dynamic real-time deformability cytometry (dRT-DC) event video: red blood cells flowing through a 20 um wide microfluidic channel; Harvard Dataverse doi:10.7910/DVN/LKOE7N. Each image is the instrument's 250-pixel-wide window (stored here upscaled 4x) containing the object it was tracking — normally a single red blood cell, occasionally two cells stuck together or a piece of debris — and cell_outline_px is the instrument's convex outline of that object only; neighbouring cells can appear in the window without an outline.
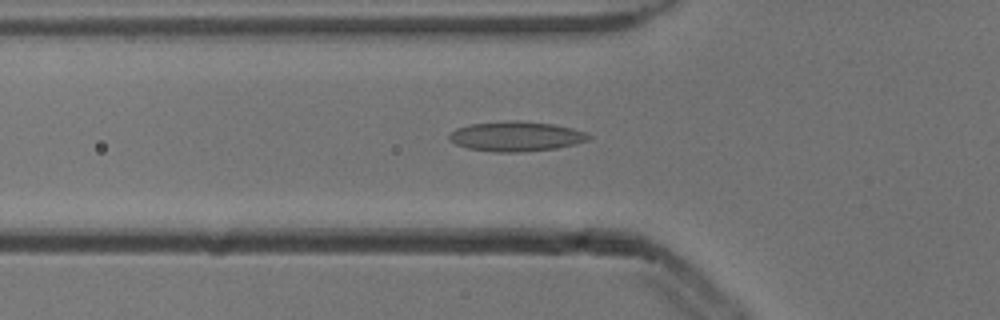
{"species": "common noctule bat (a hibernating species)", "species_latin": "Nyctalus noctula", "temperature_condition": "cold", "stored_images_in_passage": 49, "camera_frame_rate_fps": 3000, "um_per_image_px": 0.085, "animal": {"sex": "male", "body_mass_g": 13.3}, "frame": {"image": 1, "passage_image": 18, "time_ms": 5.667, "image_size_px": [1000, 320], "cell_outline_px": [[592, 136], [588, 140], [576, 144], [556, 148], [516, 152], [492, 152], [468, 148], [456, 144], [448, 140], [448, 136], [456, 128], [472, 124], [516, 120], [552, 124], [572, 128], [588, 132]], "centroid_in_image_um": [43.89, 11.59], "position_along_channel_um": 81.9, "area_um2": 24.16}}
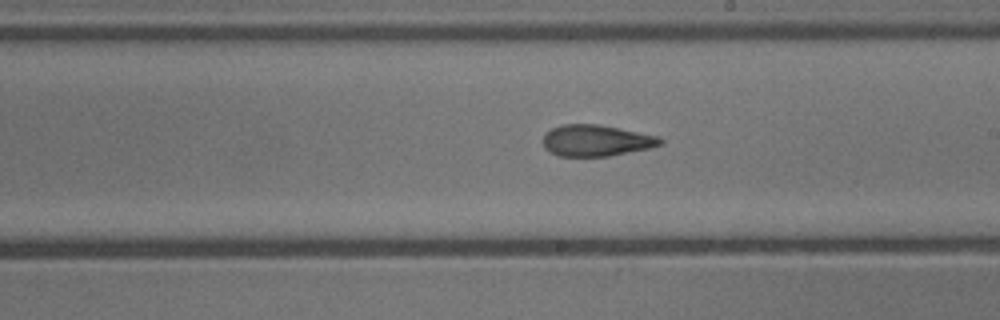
{"frame": {"image": 2, "passage_image": 30, "time_ms": 9.667, "image_size_px": [1000, 320], "cell_outline_px": [[664, 144], [648, 148], [608, 156], [560, 156], [544, 148], [544, 132], [560, 124], [600, 124], [656, 136], [664, 140]], "centroid_in_image_um": [50.65, 11.93], "position_along_channel_um": 238.3, "area_um2": 21.27}}
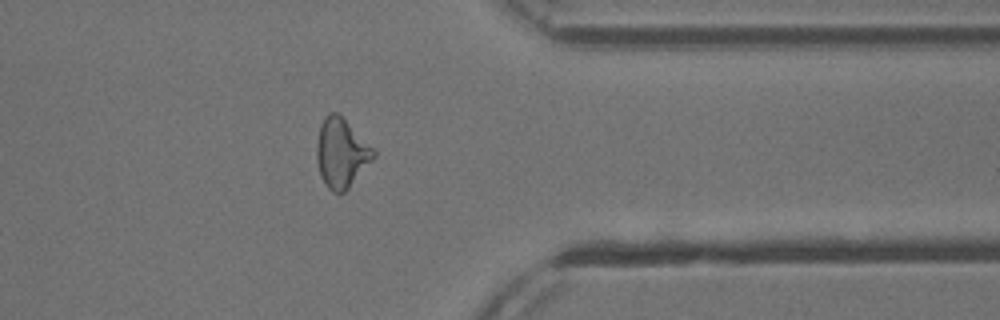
{"frame": {"image": 3, "passage_image": 42, "time_ms": 13.667, "image_size_px": [1000, 320], "cell_outline_px": [[376, 156], [348, 188], [344, 192], [332, 192], [328, 188], [320, 176], [316, 160], [316, 144], [320, 124], [324, 116], [328, 112], [336, 112], [376, 148]], "centroid_in_image_um": [29.01, 12.99], "position_along_channel_um": 382.4, "area_um2": 23.12}, "authors_computed_cell_mechanics": {"area_um2": 22.4842, "velocity_mm_per_s": 3.8833, "shape_relaxation_time_tau1_ms": null, "shape_relaxation_time_tau2_ms": 2.8233, "deformation_change_tau1": null, "deformation_change_tau2": 0.1135}}